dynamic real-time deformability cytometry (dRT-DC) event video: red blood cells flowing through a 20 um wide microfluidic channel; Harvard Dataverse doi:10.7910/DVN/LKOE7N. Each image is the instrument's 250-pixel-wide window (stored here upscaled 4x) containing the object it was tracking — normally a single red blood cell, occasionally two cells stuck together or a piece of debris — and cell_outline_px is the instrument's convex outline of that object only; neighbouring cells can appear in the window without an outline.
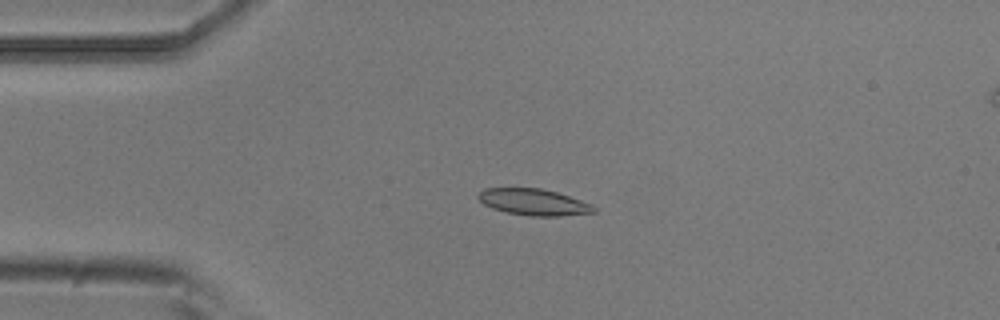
{"species": "common noctule bat (a hibernating species)", "species_latin": "Nyctalus noctula", "temperature_condition": "room temperature", "stored_images_in_passage": 10, "camera_frame_rate_fps": 3000, "um_per_image_px": 0.085, "animal": {"sex": "male", "body_mass_g": 20.5, "forearm_length_mm": 52.5}, "frame": {"image": 1, "passage_image": 4, "time_ms": 1.0, "image_size_px": [1000, 320], "cell_outline_px": [[596, 212], [560, 216], [528, 216], [504, 212], [492, 208], [484, 204], [476, 196], [484, 188], [540, 188], [556, 192], [592, 204], [596, 208]], "centroid_in_image_um": [45.34, 17.18], "position_along_channel_um": 39.7, "area_um2": 17.8}}
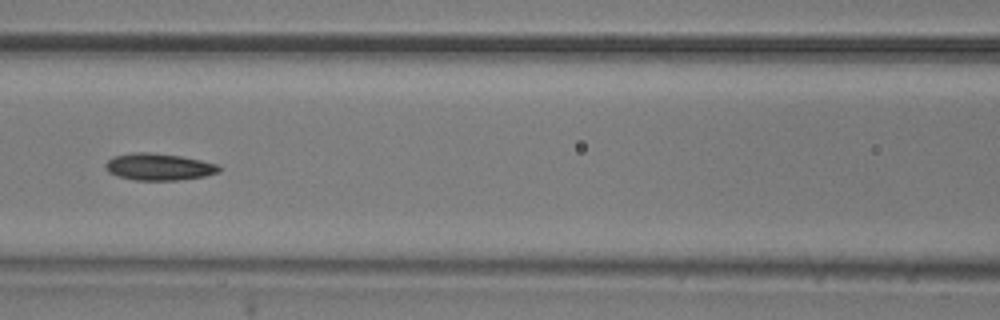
{"frame": {"image": 2, "passage_image": 7, "time_ms": 2.0, "image_size_px": [1000, 320], "cell_outline_px": [[220, 172], [204, 176], [176, 180], [136, 180], [120, 176], [108, 172], [104, 168], [104, 164], [112, 156], [132, 152], [148, 152], [180, 156], [200, 160], [216, 164], [220, 168]], "centroid_in_image_um": [13.45, 14.17], "position_along_channel_um": 153.1, "area_um2": 17.69}}
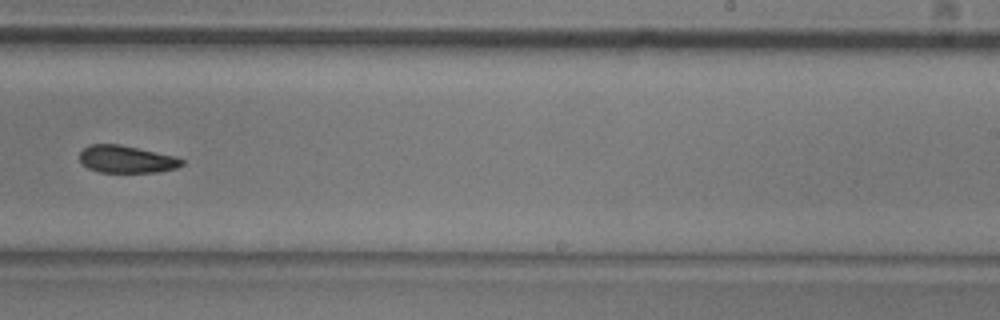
{"frame": {"image": 3, "passage_image": 10, "time_ms": 3.0, "image_size_px": [1000, 320], "cell_outline_px": [[184, 164], [176, 168], [160, 172], [100, 172], [88, 168], [80, 160], [80, 152], [84, 148], [92, 144], [120, 144], [176, 156], [184, 160]], "centroid_in_image_um": [10.79, 13.53], "position_along_channel_um": 278.2, "area_um2": 16.3}}